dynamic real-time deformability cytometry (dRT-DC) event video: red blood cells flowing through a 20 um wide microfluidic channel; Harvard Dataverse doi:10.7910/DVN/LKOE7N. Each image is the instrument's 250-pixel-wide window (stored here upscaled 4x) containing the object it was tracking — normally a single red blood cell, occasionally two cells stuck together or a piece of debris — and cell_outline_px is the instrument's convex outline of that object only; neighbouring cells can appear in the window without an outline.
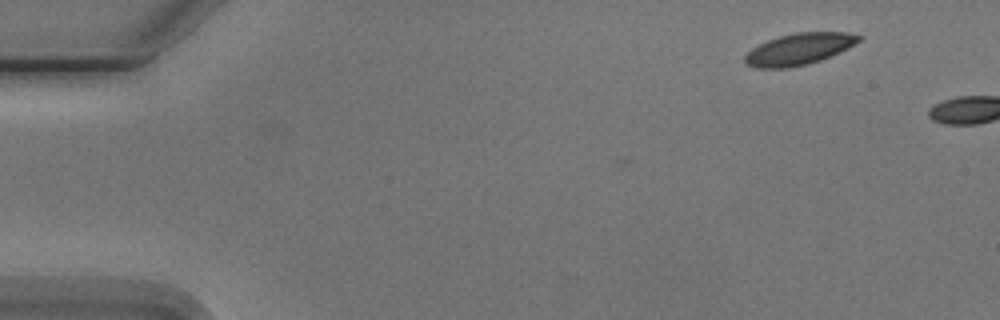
{"species": "Egyptian fruit bat (a non-hibernating species)", "species_latin": "Rousettus aegyptiacus", "temperature_condition": "cold", "stored_images_in_passage": 3, "camera_frame_rate_fps": 3000, "um_per_image_px": 0.085, "animal": {"sex": "male"}, "frame": {"image": 1, "passage_image": 3, "time_ms": 2.333, "image_size_px": [1000, 320], "cell_outline_px": [[864, 36], [860, 40], [848, 48], [820, 60], [788, 68], [760, 68], [748, 64], [744, 60], [744, 56], [752, 48], [768, 40], [780, 36], [796, 32], [848, 32]], "centroid_in_image_um": [67.94, 4.15], "position_along_channel_um": 17.1, "area_um2": 20.63}}